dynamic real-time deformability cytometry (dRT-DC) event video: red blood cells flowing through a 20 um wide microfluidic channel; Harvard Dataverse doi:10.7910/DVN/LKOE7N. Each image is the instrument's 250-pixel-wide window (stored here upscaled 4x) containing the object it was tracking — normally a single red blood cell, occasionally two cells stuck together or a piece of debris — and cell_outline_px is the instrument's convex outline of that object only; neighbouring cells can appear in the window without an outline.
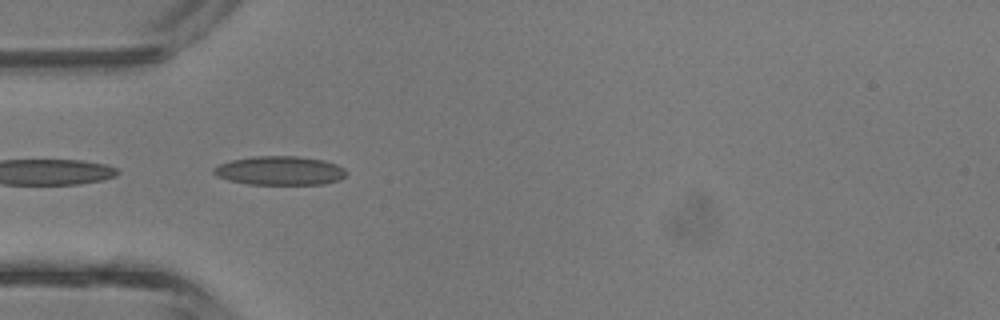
{"species": "common noctule bat (a hibernating species)", "species_latin": "Nyctalus noctula", "temperature_condition": "room temperature", "stored_images_in_passage": 21, "camera_frame_rate_fps": 3000, "um_per_image_px": 0.085, "animal": {"sex": "male", "body_mass_g": 13.3}, "frame": {"image": 1, "passage_image": 13, "time_ms": 4.0, "image_size_px": [1000, 320], "cell_outline_px": [[348, 172], [340, 180], [324, 184], [248, 184], [228, 180], [216, 176], [212, 172], [212, 168], [220, 164], [232, 160], [252, 156], [296, 156], [324, 160], [336, 164], [344, 168]], "centroid_in_image_um": [23.78, 14.5], "position_along_channel_um": 61.2, "area_um2": 22.43}}
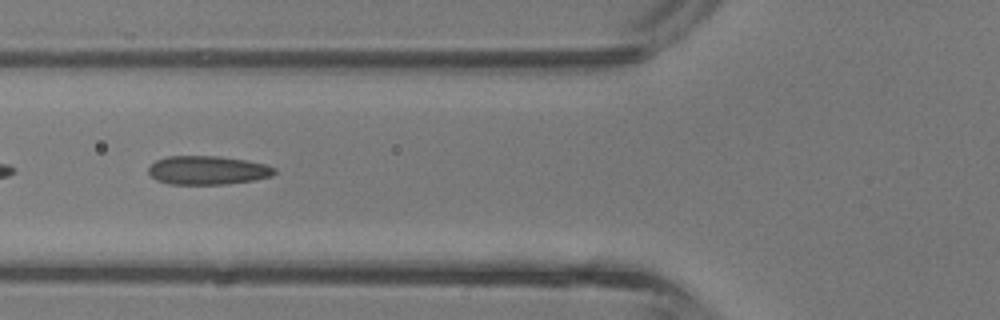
{"frame": {"image": 2, "passage_image": 16, "time_ms": 5.0, "image_size_px": [1000, 320], "cell_outline_px": [[276, 172], [272, 176], [252, 180], [228, 184], [168, 184], [156, 180], [148, 172], [148, 168], [156, 160], [168, 156], [216, 156], [244, 160], [264, 164], [276, 168]], "centroid_in_image_um": [17.63, 14.47], "position_along_channel_um": 108.2, "area_um2": 20.98}}
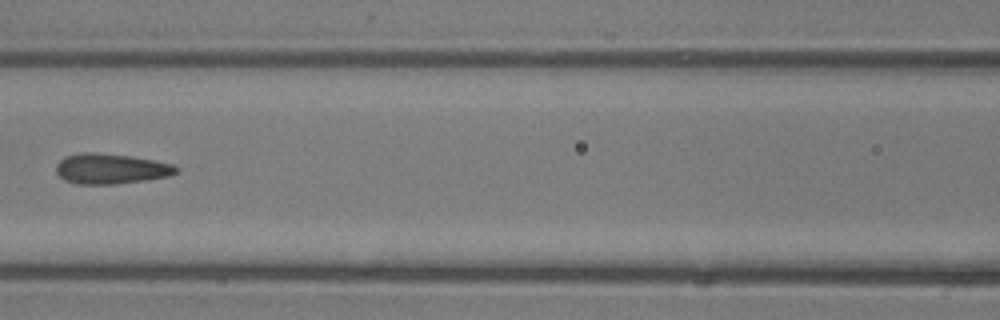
{"frame": {"image": 3, "passage_image": 19, "time_ms": 6.0, "image_size_px": [1000, 320], "cell_outline_px": [[180, 172], [172, 176], [148, 180], [116, 184], [76, 184], [64, 180], [56, 172], [56, 164], [60, 160], [68, 156], [84, 152], [92, 152], [132, 156], [172, 164], [180, 168]], "centroid_in_image_um": [9.48, 14.36], "position_along_channel_um": 157.1, "area_um2": 21.39}}